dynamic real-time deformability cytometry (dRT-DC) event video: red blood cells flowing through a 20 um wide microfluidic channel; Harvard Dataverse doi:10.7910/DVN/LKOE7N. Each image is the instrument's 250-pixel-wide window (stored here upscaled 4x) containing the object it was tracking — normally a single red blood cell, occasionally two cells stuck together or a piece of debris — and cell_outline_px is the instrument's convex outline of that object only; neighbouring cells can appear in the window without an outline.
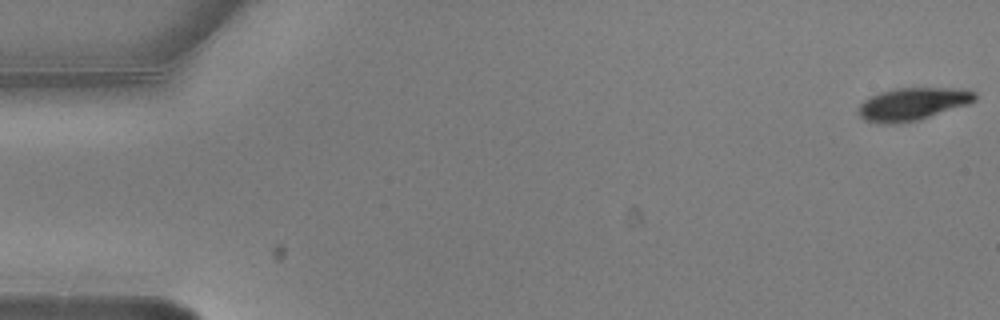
{"species": "common noctule bat (a hibernating species)", "species_latin": "Nyctalus noctula", "temperature_condition": "warm", "stored_images_in_passage": 7, "camera_frame_rate_fps": 3000, "um_per_image_px": 0.085, "animal": {"sex": "male", "body_mass_g": 20.5, "forearm_length_mm": 52.5}, "frame": {"image": 1, "passage_image": 1, "time_ms": 0.0, "image_size_px": [1000, 320], "cell_outline_px": [[976, 100], [968, 104], [920, 120], [900, 124], [880, 124], [864, 120], [856, 112], [856, 108], [864, 100], [880, 92], [892, 88], [960, 88], [976, 92]], "centroid_in_image_um": [77.54, 8.85], "position_along_channel_um": 7.5, "area_um2": 22.54}}
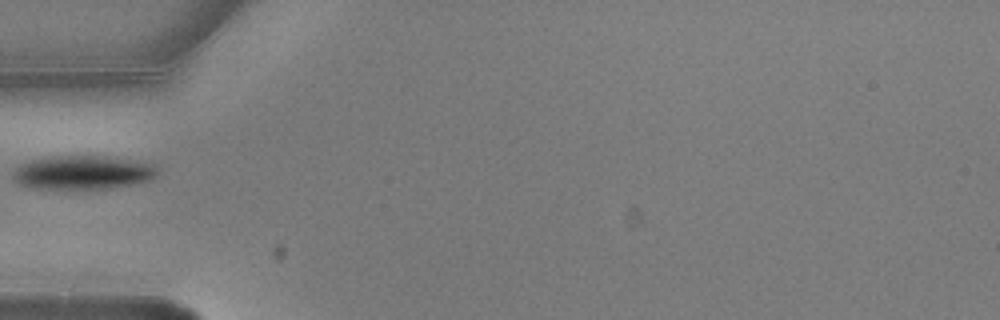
{"frame": {"image": 2, "passage_image": 6, "time_ms": 1.667, "image_size_px": [1000, 320], "cell_outline_px": [[160, 172], [156, 176], [148, 180], [108, 188], [32, 188], [20, 184], [12, 176], [12, 172], [20, 164], [32, 160], [56, 156], [100, 156], [136, 160], [160, 164]], "centroid_in_image_um": [7.1, 14.64], "position_along_channel_um": 77.9, "area_um2": 28.32}}
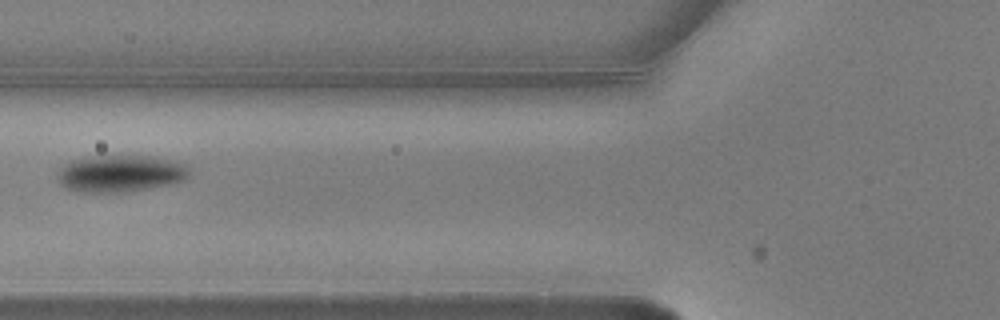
{"frame": {"image": 3, "passage_image": 7, "time_ms": 2.0, "image_size_px": [1000, 320], "cell_outline_px": [[188, 176], [184, 180], [172, 184], [124, 192], [80, 192], [64, 188], [60, 184], [56, 176], [56, 172], [64, 164], [72, 160], [96, 156], [152, 156], [172, 160], [184, 164], [188, 168]], "centroid_in_image_um": [10.19, 14.75], "position_along_channel_um": 115.6, "area_um2": 28.44}}